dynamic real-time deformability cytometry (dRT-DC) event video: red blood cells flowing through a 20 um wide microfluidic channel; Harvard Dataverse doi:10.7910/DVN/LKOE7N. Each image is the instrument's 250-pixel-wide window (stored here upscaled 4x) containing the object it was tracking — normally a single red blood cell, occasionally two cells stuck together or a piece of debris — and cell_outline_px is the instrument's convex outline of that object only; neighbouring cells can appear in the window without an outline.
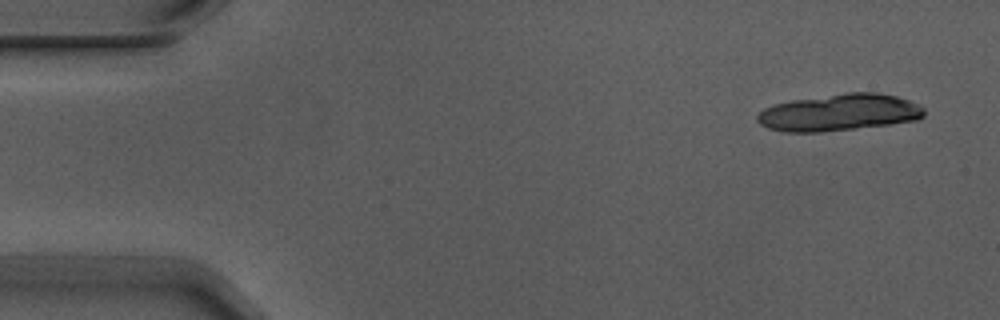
{"species": "Egyptian fruit bat (a non-hibernating species)", "species_latin": "Rousettus aegyptiacus", "temperature_condition": "warm", "stored_images_in_passage": 6, "camera_frame_rate_fps": 3000, "um_per_image_px": 0.085, "animal": {"sex": "male"}, "frame": {"image": 1, "passage_image": 6, "time_ms": 1.667, "image_size_px": [1000, 320], "cell_outline_px": [[924, 116], [916, 120], [888, 124], [856, 128], [820, 132], [784, 132], [768, 128], [760, 124], [756, 120], [756, 116], [764, 108], [776, 104], [792, 100], [848, 92], [876, 92], [896, 96], [920, 104], [924, 108]], "centroid_in_image_um": [71.33, 9.56], "position_along_channel_um": 13.7, "area_um2": 35.72}}